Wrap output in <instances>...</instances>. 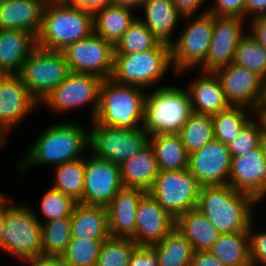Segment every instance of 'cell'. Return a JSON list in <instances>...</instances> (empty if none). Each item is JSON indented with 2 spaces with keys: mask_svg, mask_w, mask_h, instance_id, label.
Wrapping results in <instances>:
<instances>
[{
  "mask_svg": "<svg viewBox=\"0 0 266 266\" xmlns=\"http://www.w3.org/2000/svg\"><path fill=\"white\" fill-rule=\"evenodd\" d=\"M72 238L108 239L107 209L104 206L76 203L71 214Z\"/></svg>",
  "mask_w": 266,
  "mask_h": 266,
  "instance_id": "28",
  "label": "cell"
},
{
  "mask_svg": "<svg viewBox=\"0 0 266 266\" xmlns=\"http://www.w3.org/2000/svg\"><path fill=\"white\" fill-rule=\"evenodd\" d=\"M176 220L146 192L140 199L135 218V242L138 246L159 243L175 228Z\"/></svg>",
  "mask_w": 266,
  "mask_h": 266,
  "instance_id": "20",
  "label": "cell"
},
{
  "mask_svg": "<svg viewBox=\"0 0 266 266\" xmlns=\"http://www.w3.org/2000/svg\"><path fill=\"white\" fill-rule=\"evenodd\" d=\"M128 266H159L157 255L150 246H137L132 252Z\"/></svg>",
  "mask_w": 266,
  "mask_h": 266,
  "instance_id": "45",
  "label": "cell"
},
{
  "mask_svg": "<svg viewBox=\"0 0 266 266\" xmlns=\"http://www.w3.org/2000/svg\"><path fill=\"white\" fill-rule=\"evenodd\" d=\"M159 168L150 143L120 165L122 184L126 188H139L148 192Z\"/></svg>",
  "mask_w": 266,
  "mask_h": 266,
  "instance_id": "26",
  "label": "cell"
},
{
  "mask_svg": "<svg viewBox=\"0 0 266 266\" xmlns=\"http://www.w3.org/2000/svg\"><path fill=\"white\" fill-rule=\"evenodd\" d=\"M141 9L144 17L138 18L159 41L171 44L175 38V28L184 17L172 0H145Z\"/></svg>",
  "mask_w": 266,
  "mask_h": 266,
  "instance_id": "24",
  "label": "cell"
},
{
  "mask_svg": "<svg viewBox=\"0 0 266 266\" xmlns=\"http://www.w3.org/2000/svg\"><path fill=\"white\" fill-rule=\"evenodd\" d=\"M146 93L144 88L104 79L100 86L98 109L91 122L108 127L142 128Z\"/></svg>",
  "mask_w": 266,
  "mask_h": 266,
  "instance_id": "4",
  "label": "cell"
},
{
  "mask_svg": "<svg viewBox=\"0 0 266 266\" xmlns=\"http://www.w3.org/2000/svg\"><path fill=\"white\" fill-rule=\"evenodd\" d=\"M159 42L158 38L137 16L123 34L120 41L115 45L114 54L139 53L147 51L153 49Z\"/></svg>",
  "mask_w": 266,
  "mask_h": 266,
  "instance_id": "37",
  "label": "cell"
},
{
  "mask_svg": "<svg viewBox=\"0 0 266 266\" xmlns=\"http://www.w3.org/2000/svg\"><path fill=\"white\" fill-rule=\"evenodd\" d=\"M8 134L0 127V150L5 147L8 143Z\"/></svg>",
  "mask_w": 266,
  "mask_h": 266,
  "instance_id": "54",
  "label": "cell"
},
{
  "mask_svg": "<svg viewBox=\"0 0 266 266\" xmlns=\"http://www.w3.org/2000/svg\"><path fill=\"white\" fill-rule=\"evenodd\" d=\"M160 171H182L188 168L189 154L175 133L159 132L149 137Z\"/></svg>",
  "mask_w": 266,
  "mask_h": 266,
  "instance_id": "30",
  "label": "cell"
},
{
  "mask_svg": "<svg viewBox=\"0 0 266 266\" xmlns=\"http://www.w3.org/2000/svg\"><path fill=\"white\" fill-rule=\"evenodd\" d=\"M175 227L189 241L194 251H208L221 234L197 208L181 214L176 219Z\"/></svg>",
  "mask_w": 266,
  "mask_h": 266,
  "instance_id": "29",
  "label": "cell"
},
{
  "mask_svg": "<svg viewBox=\"0 0 266 266\" xmlns=\"http://www.w3.org/2000/svg\"><path fill=\"white\" fill-rule=\"evenodd\" d=\"M260 114L262 115V117L265 121V124H266V111H261Z\"/></svg>",
  "mask_w": 266,
  "mask_h": 266,
  "instance_id": "56",
  "label": "cell"
},
{
  "mask_svg": "<svg viewBox=\"0 0 266 266\" xmlns=\"http://www.w3.org/2000/svg\"><path fill=\"white\" fill-rule=\"evenodd\" d=\"M145 0H114L113 3L131 8L136 10V8H141Z\"/></svg>",
  "mask_w": 266,
  "mask_h": 266,
  "instance_id": "52",
  "label": "cell"
},
{
  "mask_svg": "<svg viewBox=\"0 0 266 266\" xmlns=\"http://www.w3.org/2000/svg\"><path fill=\"white\" fill-rule=\"evenodd\" d=\"M139 188L123 187L106 206L110 237L130 238L135 242V218L141 197Z\"/></svg>",
  "mask_w": 266,
  "mask_h": 266,
  "instance_id": "21",
  "label": "cell"
},
{
  "mask_svg": "<svg viewBox=\"0 0 266 266\" xmlns=\"http://www.w3.org/2000/svg\"><path fill=\"white\" fill-rule=\"evenodd\" d=\"M201 75L194 77L186 86L193 113L214 115L230 107L226 100L220 81L214 72L201 71Z\"/></svg>",
  "mask_w": 266,
  "mask_h": 266,
  "instance_id": "22",
  "label": "cell"
},
{
  "mask_svg": "<svg viewBox=\"0 0 266 266\" xmlns=\"http://www.w3.org/2000/svg\"><path fill=\"white\" fill-rule=\"evenodd\" d=\"M6 0H0V5H2Z\"/></svg>",
  "mask_w": 266,
  "mask_h": 266,
  "instance_id": "58",
  "label": "cell"
},
{
  "mask_svg": "<svg viewBox=\"0 0 266 266\" xmlns=\"http://www.w3.org/2000/svg\"><path fill=\"white\" fill-rule=\"evenodd\" d=\"M191 266H226L209 251H194Z\"/></svg>",
  "mask_w": 266,
  "mask_h": 266,
  "instance_id": "47",
  "label": "cell"
},
{
  "mask_svg": "<svg viewBox=\"0 0 266 266\" xmlns=\"http://www.w3.org/2000/svg\"><path fill=\"white\" fill-rule=\"evenodd\" d=\"M105 240L72 238L61 257L67 266H97L100 249Z\"/></svg>",
  "mask_w": 266,
  "mask_h": 266,
  "instance_id": "38",
  "label": "cell"
},
{
  "mask_svg": "<svg viewBox=\"0 0 266 266\" xmlns=\"http://www.w3.org/2000/svg\"><path fill=\"white\" fill-rule=\"evenodd\" d=\"M233 63L258 73L266 80V49L248 33L236 47Z\"/></svg>",
  "mask_w": 266,
  "mask_h": 266,
  "instance_id": "39",
  "label": "cell"
},
{
  "mask_svg": "<svg viewBox=\"0 0 266 266\" xmlns=\"http://www.w3.org/2000/svg\"><path fill=\"white\" fill-rule=\"evenodd\" d=\"M89 154L85 157L84 187L80 203L106 207L124 187L120 165Z\"/></svg>",
  "mask_w": 266,
  "mask_h": 266,
  "instance_id": "15",
  "label": "cell"
},
{
  "mask_svg": "<svg viewBox=\"0 0 266 266\" xmlns=\"http://www.w3.org/2000/svg\"><path fill=\"white\" fill-rule=\"evenodd\" d=\"M265 127V121L260 113L253 116V118L239 130L238 137L227 145L231 157L245 154L249 150L257 148L261 143V135Z\"/></svg>",
  "mask_w": 266,
  "mask_h": 266,
  "instance_id": "41",
  "label": "cell"
},
{
  "mask_svg": "<svg viewBox=\"0 0 266 266\" xmlns=\"http://www.w3.org/2000/svg\"><path fill=\"white\" fill-rule=\"evenodd\" d=\"M36 47L34 34L0 29V74H17Z\"/></svg>",
  "mask_w": 266,
  "mask_h": 266,
  "instance_id": "25",
  "label": "cell"
},
{
  "mask_svg": "<svg viewBox=\"0 0 266 266\" xmlns=\"http://www.w3.org/2000/svg\"><path fill=\"white\" fill-rule=\"evenodd\" d=\"M177 135L188 154L202 149L214 139L211 115L193 113Z\"/></svg>",
  "mask_w": 266,
  "mask_h": 266,
  "instance_id": "35",
  "label": "cell"
},
{
  "mask_svg": "<svg viewBox=\"0 0 266 266\" xmlns=\"http://www.w3.org/2000/svg\"><path fill=\"white\" fill-rule=\"evenodd\" d=\"M248 34L266 49V16L251 18Z\"/></svg>",
  "mask_w": 266,
  "mask_h": 266,
  "instance_id": "46",
  "label": "cell"
},
{
  "mask_svg": "<svg viewBox=\"0 0 266 266\" xmlns=\"http://www.w3.org/2000/svg\"><path fill=\"white\" fill-rule=\"evenodd\" d=\"M42 107L17 74H0V127L10 134L35 108Z\"/></svg>",
  "mask_w": 266,
  "mask_h": 266,
  "instance_id": "17",
  "label": "cell"
},
{
  "mask_svg": "<svg viewBox=\"0 0 266 266\" xmlns=\"http://www.w3.org/2000/svg\"><path fill=\"white\" fill-rule=\"evenodd\" d=\"M184 19V20H183ZM182 21L186 25L170 44L171 61L176 76L200 67L207 56L212 41L214 14L204 8L198 15H185Z\"/></svg>",
  "mask_w": 266,
  "mask_h": 266,
  "instance_id": "8",
  "label": "cell"
},
{
  "mask_svg": "<svg viewBox=\"0 0 266 266\" xmlns=\"http://www.w3.org/2000/svg\"><path fill=\"white\" fill-rule=\"evenodd\" d=\"M136 17L131 8L107 4L93 13L94 33L115 47Z\"/></svg>",
  "mask_w": 266,
  "mask_h": 266,
  "instance_id": "27",
  "label": "cell"
},
{
  "mask_svg": "<svg viewBox=\"0 0 266 266\" xmlns=\"http://www.w3.org/2000/svg\"><path fill=\"white\" fill-rule=\"evenodd\" d=\"M256 114L255 111L247 107L230 106L228 109L212 115L214 139L228 145L238 137L239 130Z\"/></svg>",
  "mask_w": 266,
  "mask_h": 266,
  "instance_id": "33",
  "label": "cell"
},
{
  "mask_svg": "<svg viewBox=\"0 0 266 266\" xmlns=\"http://www.w3.org/2000/svg\"><path fill=\"white\" fill-rule=\"evenodd\" d=\"M234 190L248 193L259 202L266 197V163L261 145L231 157L229 182Z\"/></svg>",
  "mask_w": 266,
  "mask_h": 266,
  "instance_id": "19",
  "label": "cell"
},
{
  "mask_svg": "<svg viewBox=\"0 0 266 266\" xmlns=\"http://www.w3.org/2000/svg\"><path fill=\"white\" fill-rule=\"evenodd\" d=\"M230 106L247 107L260 113L266 97V80L235 63L214 71Z\"/></svg>",
  "mask_w": 266,
  "mask_h": 266,
  "instance_id": "13",
  "label": "cell"
},
{
  "mask_svg": "<svg viewBox=\"0 0 266 266\" xmlns=\"http://www.w3.org/2000/svg\"><path fill=\"white\" fill-rule=\"evenodd\" d=\"M192 114L190 96L185 87L159 86L147 90L143 129L149 137L159 132L178 134Z\"/></svg>",
  "mask_w": 266,
  "mask_h": 266,
  "instance_id": "5",
  "label": "cell"
},
{
  "mask_svg": "<svg viewBox=\"0 0 266 266\" xmlns=\"http://www.w3.org/2000/svg\"><path fill=\"white\" fill-rule=\"evenodd\" d=\"M4 235V218H3V193L0 191V246Z\"/></svg>",
  "mask_w": 266,
  "mask_h": 266,
  "instance_id": "53",
  "label": "cell"
},
{
  "mask_svg": "<svg viewBox=\"0 0 266 266\" xmlns=\"http://www.w3.org/2000/svg\"><path fill=\"white\" fill-rule=\"evenodd\" d=\"M94 32L93 13L59 0H47L42 15L37 46L63 51L68 45L89 37Z\"/></svg>",
  "mask_w": 266,
  "mask_h": 266,
  "instance_id": "3",
  "label": "cell"
},
{
  "mask_svg": "<svg viewBox=\"0 0 266 266\" xmlns=\"http://www.w3.org/2000/svg\"><path fill=\"white\" fill-rule=\"evenodd\" d=\"M207 0H172L177 9L185 16L198 13Z\"/></svg>",
  "mask_w": 266,
  "mask_h": 266,
  "instance_id": "49",
  "label": "cell"
},
{
  "mask_svg": "<svg viewBox=\"0 0 266 266\" xmlns=\"http://www.w3.org/2000/svg\"><path fill=\"white\" fill-rule=\"evenodd\" d=\"M150 247L157 255L159 266H191L194 249L176 227Z\"/></svg>",
  "mask_w": 266,
  "mask_h": 266,
  "instance_id": "32",
  "label": "cell"
},
{
  "mask_svg": "<svg viewBox=\"0 0 266 266\" xmlns=\"http://www.w3.org/2000/svg\"><path fill=\"white\" fill-rule=\"evenodd\" d=\"M71 239L70 217L42 223V255L61 256Z\"/></svg>",
  "mask_w": 266,
  "mask_h": 266,
  "instance_id": "36",
  "label": "cell"
},
{
  "mask_svg": "<svg viewBox=\"0 0 266 266\" xmlns=\"http://www.w3.org/2000/svg\"><path fill=\"white\" fill-rule=\"evenodd\" d=\"M208 251L226 266H251L248 232L221 233Z\"/></svg>",
  "mask_w": 266,
  "mask_h": 266,
  "instance_id": "31",
  "label": "cell"
},
{
  "mask_svg": "<svg viewBox=\"0 0 266 266\" xmlns=\"http://www.w3.org/2000/svg\"><path fill=\"white\" fill-rule=\"evenodd\" d=\"M62 52L71 72L93 74L103 80L112 75L115 48L94 32Z\"/></svg>",
  "mask_w": 266,
  "mask_h": 266,
  "instance_id": "14",
  "label": "cell"
},
{
  "mask_svg": "<svg viewBox=\"0 0 266 266\" xmlns=\"http://www.w3.org/2000/svg\"><path fill=\"white\" fill-rule=\"evenodd\" d=\"M254 222L248 230L251 266H266V229L254 231Z\"/></svg>",
  "mask_w": 266,
  "mask_h": 266,
  "instance_id": "43",
  "label": "cell"
},
{
  "mask_svg": "<svg viewBox=\"0 0 266 266\" xmlns=\"http://www.w3.org/2000/svg\"><path fill=\"white\" fill-rule=\"evenodd\" d=\"M261 148L263 151V157H264V161L266 163V127L264 128L262 135H261Z\"/></svg>",
  "mask_w": 266,
  "mask_h": 266,
  "instance_id": "55",
  "label": "cell"
},
{
  "mask_svg": "<svg viewBox=\"0 0 266 266\" xmlns=\"http://www.w3.org/2000/svg\"><path fill=\"white\" fill-rule=\"evenodd\" d=\"M266 16V0H245V19Z\"/></svg>",
  "mask_w": 266,
  "mask_h": 266,
  "instance_id": "51",
  "label": "cell"
},
{
  "mask_svg": "<svg viewBox=\"0 0 266 266\" xmlns=\"http://www.w3.org/2000/svg\"><path fill=\"white\" fill-rule=\"evenodd\" d=\"M207 11L217 16L245 18V0H215Z\"/></svg>",
  "mask_w": 266,
  "mask_h": 266,
  "instance_id": "44",
  "label": "cell"
},
{
  "mask_svg": "<svg viewBox=\"0 0 266 266\" xmlns=\"http://www.w3.org/2000/svg\"><path fill=\"white\" fill-rule=\"evenodd\" d=\"M201 185L189 171H159L148 193L175 220L196 208Z\"/></svg>",
  "mask_w": 266,
  "mask_h": 266,
  "instance_id": "11",
  "label": "cell"
},
{
  "mask_svg": "<svg viewBox=\"0 0 266 266\" xmlns=\"http://www.w3.org/2000/svg\"><path fill=\"white\" fill-rule=\"evenodd\" d=\"M246 21L238 17L214 15L212 41L205 62L198 70L214 72L234 61L236 47L248 33L243 30Z\"/></svg>",
  "mask_w": 266,
  "mask_h": 266,
  "instance_id": "16",
  "label": "cell"
},
{
  "mask_svg": "<svg viewBox=\"0 0 266 266\" xmlns=\"http://www.w3.org/2000/svg\"><path fill=\"white\" fill-rule=\"evenodd\" d=\"M70 73L62 51L36 47L24 61L17 75L39 104Z\"/></svg>",
  "mask_w": 266,
  "mask_h": 266,
  "instance_id": "9",
  "label": "cell"
},
{
  "mask_svg": "<svg viewBox=\"0 0 266 266\" xmlns=\"http://www.w3.org/2000/svg\"><path fill=\"white\" fill-rule=\"evenodd\" d=\"M254 196L234 190L230 185L201 186L196 208L220 233L248 232L254 221Z\"/></svg>",
  "mask_w": 266,
  "mask_h": 266,
  "instance_id": "2",
  "label": "cell"
},
{
  "mask_svg": "<svg viewBox=\"0 0 266 266\" xmlns=\"http://www.w3.org/2000/svg\"><path fill=\"white\" fill-rule=\"evenodd\" d=\"M6 195L3 194L4 235L0 249L20 262L42 255L41 217L24 203L12 204Z\"/></svg>",
  "mask_w": 266,
  "mask_h": 266,
  "instance_id": "6",
  "label": "cell"
},
{
  "mask_svg": "<svg viewBox=\"0 0 266 266\" xmlns=\"http://www.w3.org/2000/svg\"><path fill=\"white\" fill-rule=\"evenodd\" d=\"M171 67V68H170ZM173 69L171 46L159 42L153 49L127 54H114L111 79L119 84L150 90L163 86L159 83L168 70Z\"/></svg>",
  "mask_w": 266,
  "mask_h": 266,
  "instance_id": "7",
  "label": "cell"
},
{
  "mask_svg": "<svg viewBox=\"0 0 266 266\" xmlns=\"http://www.w3.org/2000/svg\"><path fill=\"white\" fill-rule=\"evenodd\" d=\"M52 169L55 181L51 187L80 203L84 187L85 157L60 164Z\"/></svg>",
  "mask_w": 266,
  "mask_h": 266,
  "instance_id": "34",
  "label": "cell"
},
{
  "mask_svg": "<svg viewBox=\"0 0 266 266\" xmlns=\"http://www.w3.org/2000/svg\"><path fill=\"white\" fill-rule=\"evenodd\" d=\"M17 161V172L32 167L58 166L82 157L89 151V128L81 123L60 121L40 132ZM86 152V153H85Z\"/></svg>",
  "mask_w": 266,
  "mask_h": 266,
  "instance_id": "1",
  "label": "cell"
},
{
  "mask_svg": "<svg viewBox=\"0 0 266 266\" xmlns=\"http://www.w3.org/2000/svg\"><path fill=\"white\" fill-rule=\"evenodd\" d=\"M261 111H266V97H265V102H264V105Z\"/></svg>",
  "mask_w": 266,
  "mask_h": 266,
  "instance_id": "57",
  "label": "cell"
},
{
  "mask_svg": "<svg viewBox=\"0 0 266 266\" xmlns=\"http://www.w3.org/2000/svg\"><path fill=\"white\" fill-rule=\"evenodd\" d=\"M61 3L68 6H76L84 10H88L94 13L96 10L101 9L107 4H110L108 0H59Z\"/></svg>",
  "mask_w": 266,
  "mask_h": 266,
  "instance_id": "50",
  "label": "cell"
},
{
  "mask_svg": "<svg viewBox=\"0 0 266 266\" xmlns=\"http://www.w3.org/2000/svg\"><path fill=\"white\" fill-rule=\"evenodd\" d=\"M103 79L88 73L71 72L66 79L40 103L55 114H66L90 103V121H93L99 103L100 86ZM43 103V104H42Z\"/></svg>",
  "mask_w": 266,
  "mask_h": 266,
  "instance_id": "12",
  "label": "cell"
},
{
  "mask_svg": "<svg viewBox=\"0 0 266 266\" xmlns=\"http://www.w3.org/2000/svg\"><path fill=\"white\" fill-rule=\"evenodd\" d=\"M25 266H67L61 256L39 255L23 260ZM28 264V265H26Z\"/></svg>",
  "mask_w": 266,
  "mask_h": 266,
  "instance_id": "48",
  "label": "cell"
},
{
  "mask_svg": "<svg viewBox=\"0 0 266 266\" xmlns=\"http://www.w3.org/2000/svg\"><path fill=\"white\" fill-rule=\"evenodd\" d=\"M230 168L231 155L227 145L217 139L189 154L188 169L201 186L228 184Z\"/></svg>",
  "mask_w": 266,
  "mask_h": 266,
  "instance_id": "18",
  "label": "cell"
},
{
  "mask_svg": "<svg viewBox=\"0 0 266 266\" xmlns=\"http://www.w3.org/2000/svg\"><path fill=\"white\" fill-rule=\"evenodd\" d=\"M89 127V150L97 158L121 165L149 143L142 128L129 129L94 124Z\"/></svg>",
  "mask_w": 266,
  "mask_h": 266,
  "instance_id": "10",
  "label": "cell"
},
{
  "mask_svg": "<svg viewBox=\"0 0 266 266\" xmlns=\"http://www.w3.org/2000/svg\"><path fill=\"white\" fill-rule=\"evenodd\" d=\"M137 246L130 238L109 237L101 246L97 266H128Z\"/></svg>",
  "mask_w": 266,
  "mask_h": 266,
  "instance_id": "40",
  "label": "cell"
},
{
  "mask_svg": "<svg viewBox=\"0 0 266 266\" xmlns=\"http://www.w3.org/2000/svg\"><path fill=\"white\" fill-rule=\"evenodd\" d=\"M42 195L39 209L44 221L40 220L41 223L71 217L73 208L77 203L71 197L52 187L48 188Z\"/></svg>",
  "mask_w": 266,
  "mask_h": 266,
  "instance_id": "42",
  "label": "cell"
},
{
  "mask_svg": "<svg viewBox=\"0 0 266 266\" xmlns=\"http://www.w3.org/2000/svg\"><path fill=\"white\" fill-rule=\"evenodd\" d=\"M47 0H6L0 5V29L23 30L36 37Z\"/></svg>",
  "mask_w": 266,
  "mask_h": 266,
  "instance_id": "23",
  "label": "cell"
}]
</instances>
